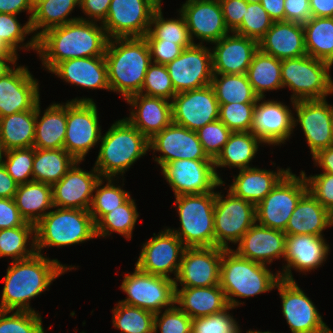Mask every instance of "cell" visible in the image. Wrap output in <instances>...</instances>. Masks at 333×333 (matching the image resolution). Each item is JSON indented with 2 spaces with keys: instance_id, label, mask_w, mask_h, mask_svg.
I'll list each match as a JSON object with an SVG mask.
<instances>
[{
  "instance_id": "cell-1",
  "label": "cell",
  "mask_w": 333,
  "mask_h": 333,
  "mask_svg": "<svg viewBox=\"0 0 333 333\" xmlns=\"http://www.w3.org/2000/svg\"><path fill=\"white\" fill-rule=\"evenodd\" d=\"M97 22L76 20L46 30L37 38V53L50 71L60 62L83 57L104 56L108 37Z\"/></svg>"
},
{
  "instance_id": "cell-2",
  "label": "cell",
  "mask_w": 333,
  "mask_h": 333,
  "mask_svg": "<svg viewBox=\"0 0 333 333\" xmlns=\"http://www.w3.org/2000/svg\"><path fill=\"white\" fill-rule=\"evenodd\" d=\"M10 265L3 278L0 310L35 312L29 301L46 289L49 290L52 281L58 276L75 269V266L67 267L59 260H51L37 252L27 259L12 261Z\"/></svg>"
},
{
  "instance_id": "cell-3",
  "label": "cell",
  "mask_w": 333,
  "mask_h": 333,
  "mask_svg": "<svg viewBox=\"0 0 333 333\" xmlns=\"http://www.w3.org/2000/svg\"><path fill=\"white\" fill-rule=\"evenodd\" d=\"M104 56L110 91L121 94L124 100L139 94L152 63L145 38L109 39Z\"/></svg>"
},
{
  "instance_id": "cell-4",
  "label": "cell",
  "mask_w": 333,
  "mask_h": 333,
  "mask_svg": "<svg viewBox=\"0 0 333 333\" xmlns=\"http://www.w3.org/2000/svg\"><path fill=\"white\" fill-rule=\"evenodd\" d=\"M280 275L267 265L241 257L233 249H224L220 264V287L229 306L236 308L244 302L234 297L248 298L275 289Z\"/></svg>"
},
{
  "instance_id": "cell-5",
  "label": "cell",
  "mask_w": 333,
  "mask_h": 333,
  "mask_svg": "<svg viewBox=\"0 0 333 333\" xmlns=\"http://www.w3.org/2000/svg\"><path fill=\"white\" fill-rule=\"evenodd\" d=\"M100 142L94 168L105 179L124 175L149 150V140L126 118L112 124Z\"/></svg>"
},
{
  "instance_id": "cell-6",
  "label": "cell",
  "mask_w": 333,
  "mask_h": 333,
  "mask_svg": "<svg viewBox=\"0 0 333 333\" xmlns=\"http://www.w3.org/2000/svg\"><path fill=\"white\" fill-rule=\"evenodd\" d=\"M35 225V247L69 246L96 238L95 224L87 210L54 207Z\"/></svg>"
},
{
  "instance_id": "cell-7",
  "label": "cell",
  "mask_w": 333,
  "mask_h": 333,
  "mask_svg": "<svg viewBox=\"0 0 333 333\" xmlns=\"http://www.w3.org/2000/svg\"><path fill=\"white\" fill-rule=\"evenodd\" d=\"M180 227L170 229L186 247H215L216 192L175 196Z\"/></svg>"
},
{
  "instance_id": "cell-8",
  "label": "cell",
  "mask_w": 333,
  "mask_h": 333,
  "mask_svg": "<svg viewBox=\"0 0 333 333\" xmlns=\"http://www.w3.org/2000/svg\"><path fill=\"white\" fill-rule=\"evenodd\" d=\"M329 62L304 55L282 60L283 87L292 91L291 100L325 99L333 93Z\"/></svg>"
},
{
  "instance_id": "cell-9",
  "label": "cell",
  "mask_w": 333,
  "mask_h": 333,
  "mask_svg": "<svg viewBox=\"0 0 333 333\" xmlns=\"http://www.w3.org/2000/svg\"><path fill=\"white\" fill-rule=\"evenodd\" d=\"M307 191L303 173L300 172V176H296L290 170L255 206L256 223L285 232L289 218Z\"/></svg>"
},
{
  "instance_id": "cell-10",
  "label": "cell",
  "mask_w": 333,
  "mask_h": 333,
  "mask_svg": "<svg viewBox=\"0 0 333 333\" xmlns=\"http://www.w3.org/2000/svg\"><path fill=\"white\" fill-rule=\"evenodd\" d=\"M98 109L91 98L67 101V124L64 150L76 161H83L101 139Z\"/></svg>"
},
{
  "instance_id": "cell-11",
  "label": "cell",
  "mask_w": 333,
  "mask_h": 333,
  "mask_svg": "<svg viewBox=\"0 0 333 333\" xmlns=\"http://www.w3.org/2000/svg\"><path fill=\"white\" fill-rule=\"evenodd\" d=\"M120 289L127 294V298L119 302L154 314L175 305L174 279L143 272L136 266L132 274H125Z\"/></svg>"
},
{
  "instance_id": "cell-12",
  "label": "cell",
  "mask_w": 333,
  "mask_h": 333,
  "mask_svg": "<svg viewBox=\"0 0 333 333\" xmlns=\"http://www.w3.org/2000/svg\"><path fill=\"white\" fill-rule=\"evenodd\" d=\"M256 223L255 205L227 191L226 197L216 192L214 205L215 246L229 249L228 243L237 244Z\"/></svg>"
},
{
  "instance_id": "cell-13",
  "label": "cell",
  "mask_w": 333,
  "mask_h": 333,
  "mask_svg": "<svg viewBox=\"0 0 333 333\" xmlns=\"http://www.w3.org/2000/svg\"><path fill=\"white\" fill-rule=\"evenodd\" d=\"M161 171L175 196L209 193L225 184L215 171L213 160H174Z\"/></svg>"
},
{
  "instance_id": "cell-14",
  "label": "cell",
  "mask_w": 333,
  "mask_h": 333,
  "mask_svg": "<svg viewBox=\"0 0 333 333\" xmlns=\"http://www.w3.org/2000/svg\"><path fill=\"white\" fill-rule=\"evenodd\" d=\"M158 7L154 0H111L102 23L108 39L144 37Z\"/></svg>"
},
{
  "instance_id": "cell-15",
  "label": "cell",
  "mask_w": 333,
  "mask_h": 333,
  "mask_svg": "<svg viewBox=\"0 0 333 333\" xmlns=\"http://www.w3.org/2000/svg\"><path fill=\"white\" fill-rule=\"evenodd\" d=\"M275 288L282 300V313L292 333H332L312 300L295 280L280 279Z\"/></svg>"
},
{
  "instance_id": "cell-16",
  "label": "cell",
  "mask_w": 333,
  "mask_h": 333,
  "mask_svg": "<svg viewBox=\"0 0 333 333\" xmlns=\"http://www.w3.org/2000/svg\"><path fill=\"white\" fill-rule=\"evenodd\" d=\"M172 123L197 131L219 118V102L210 85L177 93L172 101Z\"/></svg>"
},
{
  "instance_id": "cell-17",
  "label": "cell",
  "mask_w": 333,
  "mask_h": 333,
  "mask_svg": "<svg viewBox=\"0 0 333 333\" xmlns=\"http://www.w3.org/2000/svg\"><path fill=\"white\" fill-rule=\"evenodd\" d=\"M166 67L176 93L210 85L213 77L211 48L193 44Z\"/></svg>"
},
{
  "instance_id": "cell-18",
  "label": "cell",
  "mask_w": 333,
  "mask_h": 333,
  "mask_svg": "<svg viewBox=\"0 0 333 333\" xmlns=\"http://www.w3.org/2000/svg\"><path fill=\"white\" fill-rule=\"evenodd\" d=\"M153 235L143 244L135 266L143 272L167 278H171L169 273H174L175 280L186 246L168 228Z\"/></svg>"
},
{
  "instance_id": "cell-19",
  "label": "cell",
  "mask_w": 333,
  "mask_h": 333,
  "mask_svg": "<svg viewBox=\"0 0 333 333\" xmlns=\"http://www.w3.org/2000/svg\"><path fill=\"white\" fill-rule=\"evenodd\" d=\"M296 112L294 129L299 123L312 156L330 147L333 127V106L325 99L291 100Z\"/></svg>"
},
{
  "instance_id": "cell-20",
  "label": "cell",
  "mask_w": 333,
  "mask_h": 333,
  "mask_svg": "<svg viewBox=\"0 0 333 333\" xmlns=\"http://www.w3.org/2000/svg\"><path fill=\"white\" fill-rule=\"evenodd\" d=\"M223 248L186 247L175 284L181 287H211L220 284Z\"/></svg>"
},
{
  "instance_id": "cell-21",
  "label": "cell",
  "mask_w": 333,
  "mask_h": 333,
  "mask_svg": "<svg viewBox=\"0 0 333 333\" xmlns=\"http://www.w3.org/2000/svg\"><path fill=\"white\" fill-rule=\"evenodd\" d=\"M149 149L163 154L154 160L161 168L174 160H213L204 152L196 131L174 123L149 140Z\"/></svg>"
},
{
  "instance_id": "cell-22",
  "label": "cell",
  "mask_w": 333,
  "mask_h": 333,
  "mask_svg": "<svg viewBox=\"0 0 333 333\" xmlns=\"http://www.w3.org/2000/svg\"><path fill=\"white\" fill-rule=\"evenodd\" d=\"M178 12L185 18L193 44H196V37L201 40L197 44L208 42L213 45L231 33L225 24L219 0H186Z\"/></svg>"
},
{
  "instance_id": "cell-23",
  "label": "cell",
  "mask_w": 333,
  "mask_h": 333,
  "mask_svg": "<svg viewBox=\"0 0 333 333\" xmlns=\"http://www.w3.org/2000/svg\"><path fill=\"white\" fill-rule=\"evenodd\" d=\"M0 78V117L34 109L40 102L39 84L25 66Z\"/></svg>"
},
{
  "instance_id": "cell-24",
  "label": "cell",
  "mask_w": 333,
  "mask_h": 333,
  "mask_svg": "<svg viewBox=\"0 0 333 333\" xmlns=\"http://www.w3.org/2000/svg\"><path fill=\"white\" fill-rule=\"evenodd\" d=\"M293 115L292 110L280 101L258 98L250 132L264 144H284L293 133Z\"/></svg>"
},
{
  "instance_id": "cell-25",
  "label": "cell",
  "mask_w": 333,
  "mask_h": 333,
  "mask_svg": "<svg viewBox=\"0 0 333 333\" xmlns=\"http://www.w3.org/2000/svg\"><path fill=\"white\" fill-rule=\"evenodd\" d=\"M329 247L323 236L286 235L284 260L287 264L282 272L278 271L280 279L294 280L291 268L303 273L317 269L326 261Z\"/></svg>"
},
{
  "instance_id": "cell-26",
  "label": "cell",
  "mask_w": 333,
  "mask_h": 333,
  "mask_svg": "<svg viewBox=\"0 0 333 333\" xmlns=\"http://www.w3.org/2000/svg\"><path fill=\"white\" fill-rule=\"evenodd\" d=\"M76 163L67 171L65 176L52 186L53 206L89 211L94 187L100 179L99 172L93 167L86 172Z\"/></svg>"
},
{
  "instance_id": "cell-27",
  "label": "cell",
  "mask_w": 333,
  "mask_h": 333,
  "mask_svg": "<svg viewBox=\"0 0 333 333\" xmlns=\"http://www.w3.org/2000/svg\"><path fill=\"white\" fill-rule=\"evenodd\" d=\"M213 43L212 52L213 74H246L255 52L259 49L258 42L231 32Z\"/></svg>"
},
{
  "instance_id": "cell-28",
  "label": "cell",
  "mask_w": 333,
  "mask_h": 333,
  "mask_svg": "<svg viewBox=\"0 0 333 333\" xmlns=\"http://www.w3.org/2000/svg\"><path fill=\"white\" fill-rule=\"evenodd\" d=\"M125 101L132 107L131 115L126 119L148 140L172 123V103L169 100L139 93Z\"/></svg>"
},
{
  "instance_id": "cell-29",
  "label": "cell",
  "mask_w": 333,
  "mask_h": 333,
  "mask_svg": "<svg viewBox=\"0 0 333 333\" xmlns=\"http://www.w3.org/2000/svg\"><path fill=\"white\" fill-rule=\"evenodd\" d=\"M285 246V232L255 223L234 251L253 262L269 265L274 259L284 258Z\"/></svg>"
},
{
  "instance_id": "cell-30",
  "label": "cell",
  "mask_w": 333,
  "mask_h": 333,
  "mask_svg": "<svg viewBox=\"0 0 333 333\" xmlns=\"http://www.w3.org/2000/svg\"><path fill=\"white\" fill-rule=\"evenodd\" d=\"M258 47L262 52L280 60L307 55L303 24L274 22L258 42Z\"/></svg>"
},
{
  "instance_id": "cell-31",
  "label": "cell",
  "mask_w": 333,
  "mask_h": 333,
  "mask_svg": "<svg viewBox=\"0 0 333 333\" xmlns=\"http://www.w3.org/2000/svg\"><path fill=\"white\" fill-rule=\"evenodd\" d=\"M50 72L72 85L110 90L105 56L68 59L58 63Z\"/></svg>"
},
{
  "instance_id": "cell-32",
  "label": "cell",
  "mask_w": 333,
  "mask_h": 333,
  "mask_svg": "<svg viewBox=\"0 0 333 333\" xmlns=\"http://www.w3.org/2000/svg\"><path fill=\"white\" fill-rule=\"evenodd\" d=\"M175 304L191 319L209 316L229 307L220 284L211 287H181L175 284Z\"/></svg>"
},
{
  "instance_id": "cell-33",
  "label": "cell",
  "mask_w": 333,
  "mask_h": 333,
  "mask_svg": "<svg viewBox=\"0 0 333 333\" xmlns=\"http://www.w3.org/2000/svg\"><path fill=\"white\" fill-rule=\"evenodd\" d=\"M290 170V168L286 170L278 168L277 172H274L257 167L240 169L228 191L256 206Z\"/></svg>"
},
{
  "instance_id": "cell-34",
  "label": "cell",
  "mask_w": 333,
  "mask_h": 333,
  "mask_svg": "<svg viewBox=\"0 0 333 333\" xmlns=\"http://www.w3.org/2000/svg\"><path fill=\"white\" fill-rule=\"evenodd\" d=\"M330 226L333 227V215L307 191L289 218L285 234L323 236V230Z\"/></svg>"
},
{
  "instance_id": "cell-35",
  "label": "cell",
  "mask_w": 333,
  "mask_h": 333,
  "mask_svg": "<svg viewBox=\"0 0 333 333\" xmlns=\"http://www.w3.org/2000/svg\"><path fill=\"white\" fill-rule=\"evenodd\" d=\"M40 102L36 106L35 149H64L67 103L51 104L41 117ZM39 118V119H38Z\"/></svg>"
},
{
  "instance_id": "cell-36",
  "label": "cell",
  "mask_w": 333,
  "mask_h": 333,
  "mask_svg": "<svg viewBox=\"0 0 333 333\" xmlns=\"http://www.w3.org/2000/svg\"><path fill=\"white\" fill-rule=\"evenodd\" d=\"M14 201L25 222L36 225L54 208L52 186L35 181L19 184Z\"/></svg>"
},
{
  "instance_id": "cell-37",
  "label": "cell",
  "mask_w": 333,
  "mask_h": 333,
  "mask_svg": "<svg viewBox=\"0 0 333 333\" xmlns=\"http://www.w3.org/2000/svg\"><path fill=\"white\" fill-rule=\"evenodd\" d=\"M263 142L252 132H232L227 143L213 160L215 171L219 167L246 169Z\"/></svg>"
},
{
  "instance_id": "cell-38",
  "label": "cell",
  "mask_w": 333,
  "mask_h": 333,
  "mask_svg": "<svg viewBox=\"0 0 333 333\" xmlns=\"http://www.w3.org/2000/svg\"><path fill=\"white\" fill-rule=\"evenodd\" d=\"M36 107L0 117V138L7 151L33 147Z\"/></svg>"
},
{
  "instance_id": "cell-39",
  "label": "cell",
  "mask_w": 333,
  "mask_h": 333,
  "mask_svg": "<svg viewBox=\"0 0 333 333\" xmlns=\"http://www.w3.org/2000/svg\"><path fill=\"white\" fill-rule=\"evenodd\" d=\"M282 60L270 56L258 49L247 69L246 75L255 94L265 98L266 91L283 88L281 78Z\"/></svg>"
},
{
  "instance_id": "cell-40",
  "label": "cell",
  "mask_w": 333,
  "mask_h": 333,
  "mask_svg": "<svg viewBox=\"0 0 333 333\" xmlns=\"http://www.w3.org/2000/svg\"><path fill=\"white\" fill-rule=\"evenodd\" d=\"M75 163L76 160L64 149H35L33 181L53 186Z\"/></svg>"
},
{
  "instance_id": "cell-41",
  "label": "cell",
  "mask_w": 333,
  "mask_h": 333,
  "mask_svg": "<svg viewBox=\"0 0 333 333\" xmlns=\"http://www.w3.org/2000/svg\"><path fill=\"white\" fill-rule=\"evenodd\" d=\"M76 6H80V0H46L39 3L33 9L30 21L32 33H35L33 36L37 39L50 28L79 20L80 17L68 18Z\"/></svg>"
},
{
  "instance_id": "cell-42",
  "label": "cell",
  "mask_w": 333,
  "mask_h": 333,
  "mask_svg": "<svg viewBox=\"0 0 333 333\" xmlns=\"http://www.w3.org/2000/svg\"><path fill=\"white\" fill-rule=\"evenodd\" d=\"M303 27L307 55L333 65V17H311Z\"/></svg>"
},
{
  "instance_id": "cell-43",
  "label": "cell",
  "mask_w": 333,
  "mask_h": 333,
  "mask_svg": "<svg viewBox=\"0 0 333 333\" xmlns=\"http://www.w3.org/2000/svg\"><path fill=\"white\" fill-rule=\"evenodd\" d=\"M211 86L219 104L256 103L259 98L246 74H213Z\"/></svg>"
},
{
  "instance_id": "cell-44",
  "label": "cell",
  "mask_w": 333,
  "mask_h": 333,
  "mask_svg": "<svg viewBox=\"0 0 333 333\" xmlns=\"http://www.w3.org/2000/svg\"><path fill=\"white\" fill-rule=\"evenodd\" d=\"M138 217L139 213L137 212L135 200L130 196L123 204L105 214L95 224L96 238H106L112 232H116L129 240L132 238V232Z\"/></svg>"
},
{
  "instance_id": "cell-45",
  "label": "cell",
  "mask_w": 333,
  "mask_h": 333,
  "mask_svg": "<svg viewBox=\"0 0 333 333\" xmlns=\"http://www.w3.org/2000/svg\"><path fill=\"white\" fill-rule=\"evenodd\" d=\"M179 18L167 19L163 17L162 8L159 6L153 13L149 31L144 36L145 40H164L174 42L184 49L193 45L185 18L179 12ZM154 27V28H152Z\"/></svg>"
},
{
  "instance_id": "cell-46",
  "label": "cell",
  "mask_w": 333,
  "mask_h": 333,
  "mask_svg": "<svg viewBox=\"0 0 333 333\" xmlns=\"http://www.w3.org/2000/svg\"><path fill=\"white\" fill-rule=\"evenodd\" d=\"M28 239L31 244H28ZM27 245H31V248H27ZM35 253L34 224L25 222L22 226L0 230V258L11 257L12 261H17L27 259Z\"/></svg>"
},
{
  "instance_id": "cell-47",
  "label": "cell",
  "mask_w": 333,
  "mask_h": 333,
  "mask_svg": "<svg viewBox=\"0 0 333 333\" xmlns=\"http://www.w3.org/2000/svg\"><path fill=\"white\" fill-rule=\"evenodd\" d=\"M104 178L100 177L94 187V194L89 209L94 224H96L105 214L111 212L121 204H123L129 197L128 191H125L121 186H115L113 181L115 178H106L107 183H104ZM102 186V187H101Z\"/></svg>"
},
{
  "instance_id": "cell-48",
  "label": "cell",
  "mask_w": 333,
  "mask_h": 333,
  "mask_svg": "<svg viewBox=\"0 0 333 333\" xmlns=\"http://www.w3.org/2000/svg\"><path fill=\"white\" fill-rule=\"evenodd\" d=\"M113 327L121 333H153L155 314L118 302L113 308Z\"/></svg>"
},
{
  "instance_id": "cell-49",
  "label": "cell",
  "mask_w": 333,
  "mask_h": 333,
  "mask_svg": "<svg viewBox=\"0 0 333 333\" xmlns=\"http://www.w3.org/2000/svg\"><path fill=\"white\" fill-rule=\"evenodd\" d=\"M32 33L30 22L27 21L23 26L17 20V16L13 14L0 13V39L6 43L16 54L17 49L30 51L37 50V39L32 36L30 41L25 43V37ZM21 43H23L21 45ZM20 44V46H19Z\"/></svg>"
},
{
  "instance_id": "cell-50",
  "label": "cell",
  "mask_w": 333,
  "mask_h": 333,
  "mask_svg": "<svg viewBox=\"0 0 333 333\" xmlns=\"http://www.w3.org/2000/svg\"><path fill=\"white\" fill-rule=\"evenodd\" d=\"M11 312L13 313L10 314ZM0 333H45V331L42 317L36 311L0 310Z\"/></svg>"
},
{
  "instance_id": "cell-51",
  "label": "cell",
  "mask_w": 333,
  "mask_h": 333,
  "mask_svg": "<svg viewBox=\"0 0 333 333\" xmlns=\"http://www.w3.org/2000/svg\"><path fill=\"white\" fill-rule=\"evenodd\" d=\"M141 94L172 101L177 94L166 65L151 63L144 77Z\"/></svg>"
},
{
  "instance_id": "cell-52",
  "label": "cell",
  "mask_w": 333,
  "mask_h": 333,
  "mask_svg": "<svg viewBox=\"0 0 333 333\" xmlns=\"http://www.w3.org/2000/svg\"><path fill=\"white\" fill-rule=\"evenodd\" d=\"M273 23L261 3H247L242 23L234 32L259 42Z\"/></svg>"
},
{
  "instance_id": "cell-53",
  "label": "cell",
  "mask_w": 333,
  "mask_h": 333,
  "mask_svg": "<svg viewBox=\"0 0 333 333\" xmlns=\"http://www.w3.org/2000/svg\"><path fill=\"white\" fill-rule=\"evenodd\" d=\"M256 103L219 104V120L232 132H248L252 128Z\"/></svg>"
},
{
  "instance_id": "cell-54",
  "label": "cell",
  "mask_w": 333,
  "mask_h": 333,
  "mask_svg": "<svg viewBox=\"0 0 333 333\" xmlns=\"http://www.w3.org/2000/svg\"><path fill=\"white\" fill-rule=\"evenodd\" d=\"M35 148L13 149L6 151L3 165L8 174L18 183L33 181V160ZM7 159V160H6ZM31 178L29 179V177Z\"/></svg>"
},
{
  "instance_id": "cell-55",
  "label": "cell",
  "mask_w": 333,
  "mask_h": 333,
  "mask_svg": "<svg viewBox=\"0 0 333 333\" xmlns=\"http://www.w3.org/2000/svg\"><path fill=\"white\" fill-rule=\"evenodd\" d=\"M204 152L215 159L227 143L232 131L219 119L204 125L196 131Z\"/></svg>"
},
{
  "instance_id": "cell-56",
  "label": "cell",
  "mask_w": 333,
  "mask_h": 333,
  "mask_svg": "<svg viewBox=\"0 0 333 333\" xmlns=\"http://www.w3.org/2000/svg\"><path fill=\"white\" fill-rule=\"evenodd\" d=\"M229 306L222 312L192 319L191 333H238L239 324L229 314Z\"/></svg>"
},
{
  "instance_id": "cell-57",
  "label": "cell",
  "mask_w": 333,
  "mask_h": 333,
  "mask_svg": "<svg viewBox=\"0 0 333 333\" xmlns=\"http://www.w3.org/2000/svg\"><path fill=\"white\" fill-rule=\"evenodd\" d=\"M154 316V333H191L192 319L176 304ZM160 317V318H159Z\"/></svg>"
},
{
  "instance_id": "cell-58",
  "label": "cell",
  "mask_w": 333,
  "mask_h": 333,
  "mask_svg": "<svg viewBox=\"0 0 333 333\" xmlns=\"http://www.w3.org/2000/svg\"><path fill=\"white\" fill-rule=\"evenodd\" d=\"M308 191L333 215V174L320 173L306 177Z\"/></svg>"
},
{
  "instance_id": "cell-59",
  "label": "cell",
  "mask_w": 333,
  "mask_h": 333,
  "mask_svg": "<svg viewBox=\"0 0 333 333\" xmlns=\"http://www.w3.org/2000/svg\"><path fill=\"white\" fill-rule=\"evenodd\" d=\"M151 60L153 63L167 65L177 58L184 50L182 46L174 42L164 40H146Z\"/></svg>"
},
{
  "instance_id": "cell-60",
  "label": "cell",
  "mask_w": 333,
  "mask_h": 333,
  "mask_svg": "<svg viewBox=\"0 0 333 333\" xmlns=\"http://www.w3.org/2000/svg\"><path fill=\"white\" fill-rule=\"evenodd\" d=\"M224 21L230 32H234L242 23L247 10L245 0H219Z\"/></svg>"
},
{
  "instance_id": "cell-61",
  "label": "cell",
  "mask_w": 333,
  "mask_h": 333,
  "mask_svg": "<svg viewBox=\"0 0 333 333\" xmlns=\"http://www.w3.org/2000/svg\"><path fill=\"white\" fill-rule=\"evenodd\" d=\"M311 17L309 0L284 1V21L305 24Z\"/></svg>"
},
{
  "instance_id": "cell-62",
  "label": "cell",
  "mask_w": 333,
  "mask_h": 333,
  "mask_svg": "<svg viewBox=\"0 0 333 333\" xmlns=\"http://www.w3.org/2000/svg\"><path fill=\"white\" fill-rule=\"evenodd\" d=\"M24 223L14 198H0V230L22 226Z\"/></svg>"
},
{
  "instance_id": "cell-63",
  "label": "cell",
  "mask_w": 333,
  "mask_h": 333,
  "mask_svg": "<svg viewBox=\"0 0 333 333\" xmlns=\"http://www.w3.org/2000/svg\"><path fill=\"white\" fill-rule=\"evenodd\" d=\"M111 0H80V8L88 17H80L81 20L103 23L107 17ZM92 18V19H91Z\"/></svg>"
},
{
  "instance_id": "cell-64",
  "label": "cell",
  "mask_w": 333,
  "mask_h": 333,
  "mask_svg": "<svg viewBox=\"0 0 333 333\" xmlns=\"http://www.w3.org/2000/svg\"><path fill=\"white\" fill-rule=\"evenodd\" d=\"M28 12L31 21L33 15V7L30 0H0V13L18 15L21 12Z\"/></svg>"
},
{
  "instance_id": "cell-65",
  "label": "cell",
  "mask_w": 333,
  "mask_h": 333,
  "mask_svg": "<svg viewBox=\"0 0 333 333\" xmlns=\"http://www.w3.org/2000/svg\"><path fill=\"white\" fill-rule=\"evenodd\" d=\"M18 183L8 174L3 164L0 165V198H14Z\"/></svg>"
},
{
  "instance_id": "cell-66",
  "label": "cell",
  "mask_w": 333,
  "mask_h": 333,
  "mask_svg": "<svg viewBox=\"0 0 333 333\" xmlns=\"http://www.w3.org/2000/svg\"><path fill=\"white\" fill-rule=\"evenodd\" d=\"M312 158L315 165L323 169V173L333 174V147L318 151Z\"/></svg>"
},
{
  "instance_id": "cell-67",
  "label": "cell",
  "mask_w": 333,
  "mask_h": 333,
  "mask_svg": "<svg viewBox=\"0 0 333 333\" xmlns=\"http://www.w3.org/2000/svg\"><path fill=\"white\" fill-rule=\"evenodd\" d=\"M285 0H261V5L274 22L284 21Z\"/></svg>"
},
{
  "instance_id": "cell-68",
  "label": "cell",
  "mask_w": 333,
  "mask_h": 333,
  "mask_svg": "<svg viewBox=\"0 0 333 333\" xmlns=\"http://www.w3.org/2000/svg\"><path fill=\"white\" fill-rule=\"evenodd\" d=\"M312 17H333V0H309Z\"/></svg>"
},
{
  "instance_id": "cell-69",
  "label": "cell",
  "mask_w": 333,
  "mask_h": 333,
  "mask_svg": "<svg viewBox=\"0 0 333 333\" xmlns=\"http://www.w3.org/2000/svg\"><path fill=\"white\" fill-rule=\"evenodd\" d=\"M18 58H0V78L9 73L14 67L9 66L16 65ZM9 64V65H8Z\"/></svg>"
},
{
  "instance_id": "cell-70",
  "label": "cell",
  "mask_w": 333,
  "mask_h": 333,
  "mask_svg": "<svg viewBox=\"0 0 333 333\" xmlns=\"http://www.w3.org/2000/svg\"><path fill=\"white\" fill-rule=\"evenodd\" d=\"M6 43L0 39V58H19Z\"/></svg>"
},
{
  "instance_id": "cell-71",
  "label": "cell",
  "mask_w": 333,
  "mask_h": 333,
  "mask_svg": "<svg viewBox=\"0 0 333 333\" xmlns=\"http://www.w3.org/2000/svg\"><path fill=\"white\" fill-rule=\"evenodd\" d=\"M6 151L7 150L5 149L4 144L0 138V165L3 164L4 161L3 157H5Z\"/></svg>"
},
{
  "instance_id": "cell-72",
  "label": "cell",
  "mask_w": 333,
  "mask_h": 333,
  "mask_svg": "<svg viewBox=\"0 0 333 333\" xmlns=\"http://www.w3.org/2000/svg\"><path fill=\"white\" fill-rule=\"evenodd\" d=\"M43 1H46V0H30L33 9H34L39 3L43 2Z\"/></svg>"
},
{
  "instance_id": "cell-73",
  "label": "cell",
  "mask_w": 333,
  "mask_h": 333,
  "mask_svg": "<svg viewBox=\"0 0 333 333\" xmlns=\"http://www.w3.org/2000/svg\"><path fill=\"white\" fill-rule=\"evenodd\" d=\"M238 333H241V331H240V328H239V330H238ZM247 333H272V332H270V331H264V332H262V331H253V330H248L247 331Z\"/></svg>"
},
{
  "instance_id": "cell-74",
  "label": "cell",
  "mask_w": 333,
  "mask_h": 333,
  "mask_svg": "<svg viewBox=\"0 0 333 333\" xmlns=\"http://www.w3.org/2000/svg\"><path fill=\"white\" fill-rule=\"evenodd\" d=\"M247 3H261V0H245Z\"/></svg>"
},
{
  "instance_id": "cell-75",
  "label": "cell",
  "mask_w": 333,
  "mask_h": 333,
  "mask_svg": "<svg viewBox=\"0 0 333 333\" xmlns=\"http://www.w3.org/2000/svg\"><path fill=\"white\" fill-rule=\"evenodd\" d=\"M330 147H333V127H332V133H331Z\"/></svg>"
},
{
  "instance_id": "cell-76",
  "label": "cell",
  "mask_w": 333,
  "mask_h": 333,
  "mask_svg": "<svg viewBox=\"0 0 333 333\" xmlns=\"http://www.w3.org/2000/svg\"><path fill=\"white\" fill-rule=\"evenodd\" d=\"M159 6H161L162 4H161V2H162V0H154Z\"/></svg>"
}]
</instances>
